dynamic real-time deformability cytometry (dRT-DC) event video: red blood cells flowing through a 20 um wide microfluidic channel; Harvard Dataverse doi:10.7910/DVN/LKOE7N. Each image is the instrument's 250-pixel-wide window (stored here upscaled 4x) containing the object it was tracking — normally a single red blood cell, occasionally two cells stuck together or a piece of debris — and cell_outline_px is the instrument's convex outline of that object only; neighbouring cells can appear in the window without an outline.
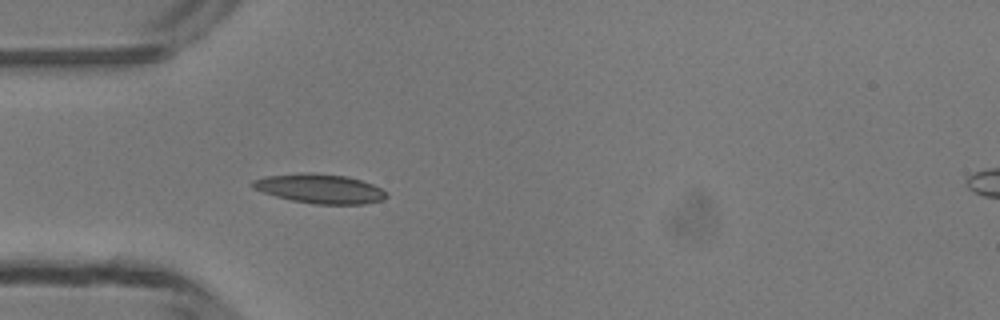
{"species": "common noctule bat (a hibernating species)", "species_latin": "Nyctalus noctula", "temperature_condition": "room temperature", "stored_images_in_passage": 35, "camera_frame_rate_fps": 3000, "um_per_image_px": 0.085, "animal": {"sex": "male", "body_mass_g": 13.3}, "frame": {"image": 1, "passage_image": 1, "time_ms": 0.0, "image_size_px": [1000, 320], "cell_outline_px": [[388, 196], [384, 200], [364, 204], [312, 204], [292, 200], [276, 196], [252, 188], [252, 180], [264, 176], [304, 172], [312, 172], [348, 176], [372, 184], [388, 192]], "centroid_in_image_um": [27.21, 16.03], "position_along_channel_um": 57.8, "area_um2": 23.06}}
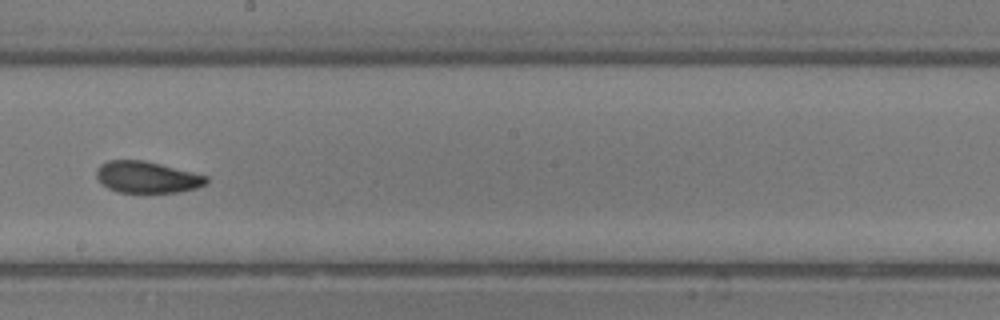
{"frame": {"image": 2, "passage_image": 14, "time_ms": 4.333, "image_size_px": [1000, 320], "cell_outline_px": [[208, 184], [196, 188], [180, 192], [120, 192], [108, 188], [100, 184], [96, 176], [96, 168], [100, 164], [108, 160], [144, 160], [208, 176]], "centroid_in_image_um": [12.48, 15.06], "position_along_channel_um": 235.7, "area_um2": 20.29}}
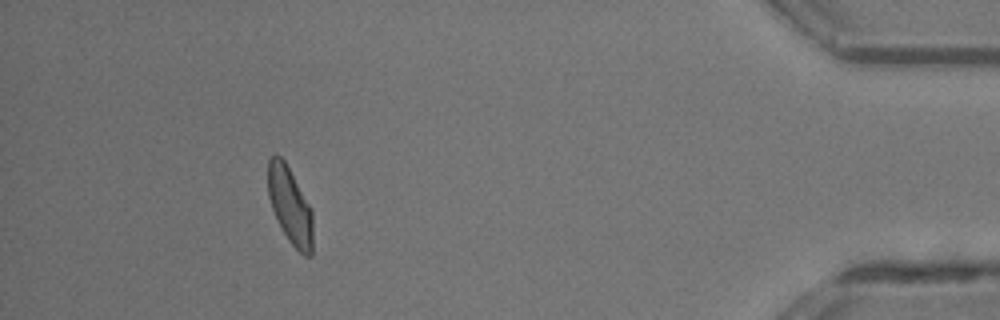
{"frame": {"image": 3, "passage_image": 31, "time_ms": 10.0, "image_size_px": [1000, 320], "cell_outline_px": [[312, 256], [304, 256], [288, 240], [272, 208], [268, 196], [268, 160], [276, 152], [284, 160], [312, 208]], "centroid_in_image_um": [24.66, 17.45], "position_along_channel_um": 410.5, "area_um2": 19.94}, "authors_computed_cell_mechanics": {"area_um2": 20.23, "velocity_mm_per_s": 4.1807, "shape_relaxation_time_tau1_ms": null, "shape_relaxation_time_tau2_ms": 2.8312, "deformation_change_tau1": null, "deformation_change_tau2": 0.0952}}